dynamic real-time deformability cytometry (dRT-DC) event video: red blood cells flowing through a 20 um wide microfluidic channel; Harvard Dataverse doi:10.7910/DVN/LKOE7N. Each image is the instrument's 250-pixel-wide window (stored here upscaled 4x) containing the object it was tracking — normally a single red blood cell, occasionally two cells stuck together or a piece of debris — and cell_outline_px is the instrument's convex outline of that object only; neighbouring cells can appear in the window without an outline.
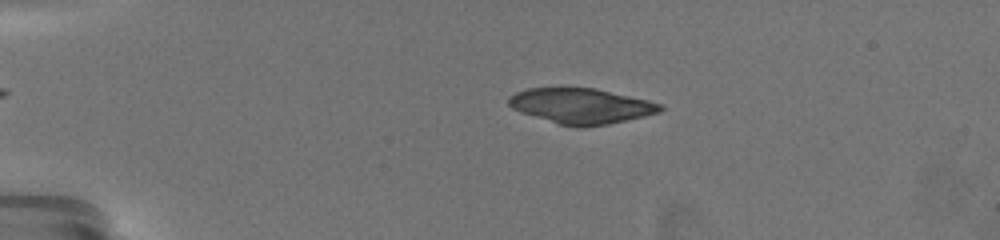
{"species": "common noctule bat (a hibernating species)", "species_latin": "Nyctalus noctula", "temperature_condition": "warm", "stored_images_in_passage": 61, "camera_frame_rate_fps": 3000, "um_per_image_px": 0.085, "animal": {"sex": "female", "body_mass_g": 19.5, "forearm_length_mm": 54.1}, "frame": {"image": 1, "passage_image": 19, "time_ms": 4.667, "image_size_px": [1000, 240], "cell_outline_px": [[664, 108], [660, 112], [644, 116], [608, 124], [580, 128], [560, 124], [512, 108], [508, 104], [508, 96], [516, 92], [528, 88], [596, 88], [648, 100], [660, 104]], "centroid_in_image_um": [49.42, 9.0], "position_along_channel_um": 35.6, "area_um2": 30.87}}